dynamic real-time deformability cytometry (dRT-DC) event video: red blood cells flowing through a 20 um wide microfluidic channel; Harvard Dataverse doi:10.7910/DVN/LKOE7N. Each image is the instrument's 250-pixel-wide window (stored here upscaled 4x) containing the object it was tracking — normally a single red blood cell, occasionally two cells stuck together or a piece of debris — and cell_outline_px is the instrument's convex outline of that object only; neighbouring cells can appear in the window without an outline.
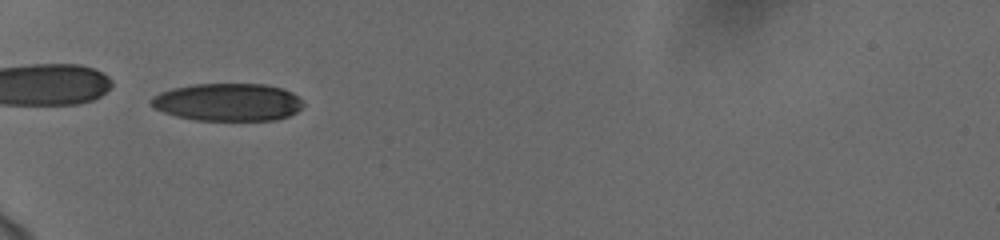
{"species": "human", "species_latin": "Homo sapiens", "temperature_condition": "cold", "stored_images_in_passage": 36, "camera_frame_rate_fps": 3000, "um_per_image_px": 0.085, "donor": {"sex": "female"}, "frame": {"image": 1, "passage_image": 1, "time_ms": 0.0, "image_size_px": [1000, 240], "cell_outline_px": [[304, 104], [296, 112], [288, 116], [276, 120], [196, 120], [176, 116], [164, 112], [148, 104], [148, 100], [152, 96], [160, 92], [172, 88], [192, 84], [264, 84], [280, 88], [292, 92], [304, 100]], "centroid_in_image_um": [19.35, 8.68], "position_along_channel_um": 65.7, "area_um2": 33.58}}
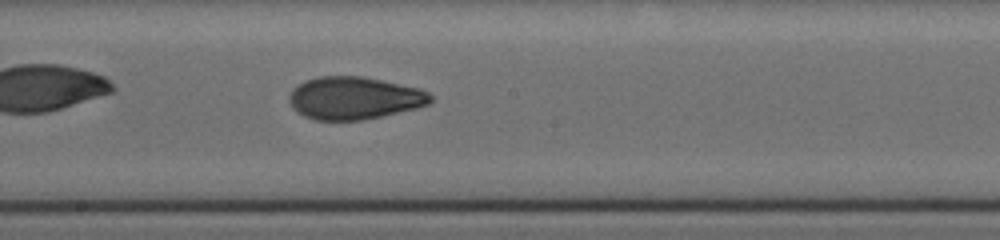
{"frame": {"image": 2, "passage_image": 14, "time_ms": 4.333, "image_size_px": [1000, 240], "cell_outline_px": [[432, 100], [428, 104], [416, 108], [380, 116], [360, 120], [316, 120], [304, 116], [296, 112], [292, 108], [288, 100], [288, 96], [292, 88], [304, 80], [320, 76], [360, 76], [420, 88], [428, 92], [432, 96]], "centroid_in_image_um": [30.06, 8.33], "position_along_channel_um": 218.1, "area_um2": 35.08}}
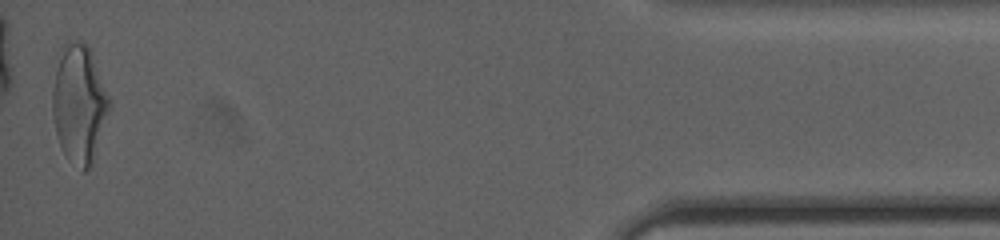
{"frame": {"image": 3, "passage_image": 36, "time_ms": 11.667, "image_size_px": [1000, 240], "cell_outline_px": [[112, 104], [92, 164], [84, 172], [68, 160], [60, 144], [56, 132], [52, 112], [52, 92], [56, 72], [64, 44], [68, 40], [76, 40], [88, 44], [92, 52]], "centroid_in_image_um": [6.75, 8.83], "position_along_channel_um": 428.4, "area_um2": 39.02}, "authors_computed_cell_mechanics": {"area_um2": 35.3158, "velocity_mm_per_s": 3.7692, "shape_relaxation_time_tau1_ms": 4.4281, "shape_relaxation_time_tau2_ms": 1.5187, "deformation_change_tau1": 0.1628, "deformation_change_tau2": 0.0701}}